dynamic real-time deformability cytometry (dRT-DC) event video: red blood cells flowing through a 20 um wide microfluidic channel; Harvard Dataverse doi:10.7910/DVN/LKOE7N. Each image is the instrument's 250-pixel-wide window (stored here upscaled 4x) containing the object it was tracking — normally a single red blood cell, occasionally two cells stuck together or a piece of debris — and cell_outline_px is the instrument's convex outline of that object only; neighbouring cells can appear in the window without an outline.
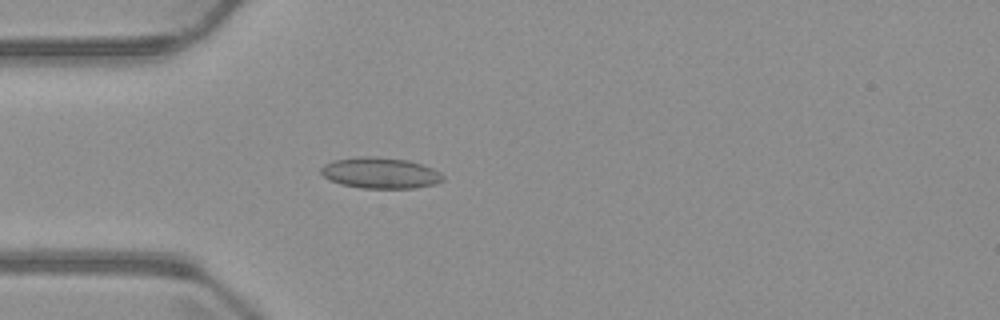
{"species": "common noctule bat (a hibernating species)", "species_latin": "Nyctalus noctula", "temperature_condition": "warm", "stored_images_in_passage": 2, "camera_frame_rate_fps": 3000, "um_per_image_px": 0.085, "animal": {"sex": "male", "body_mass_g": 23.1, "forearm_length_mm": 52.7}, "frame": {"image": 1, "passage_image": 2, "time_ms": 1.0, "image_size_px": [1000, 320], "cell_outline_px": [[444, 180], [436, 184], [416, 188], [360, 188], [340, 184], [324, 176], [320, 172], [320, 168], [324, 164], [336, 160], [360, 156], [372, 156], [408, 160], [432, 168], [440, 172], [444, 176]], "centroid_in_image_um": [32.35, 14.71], "position_along_channel_um": 52.7, "area_um2": 22.02}}